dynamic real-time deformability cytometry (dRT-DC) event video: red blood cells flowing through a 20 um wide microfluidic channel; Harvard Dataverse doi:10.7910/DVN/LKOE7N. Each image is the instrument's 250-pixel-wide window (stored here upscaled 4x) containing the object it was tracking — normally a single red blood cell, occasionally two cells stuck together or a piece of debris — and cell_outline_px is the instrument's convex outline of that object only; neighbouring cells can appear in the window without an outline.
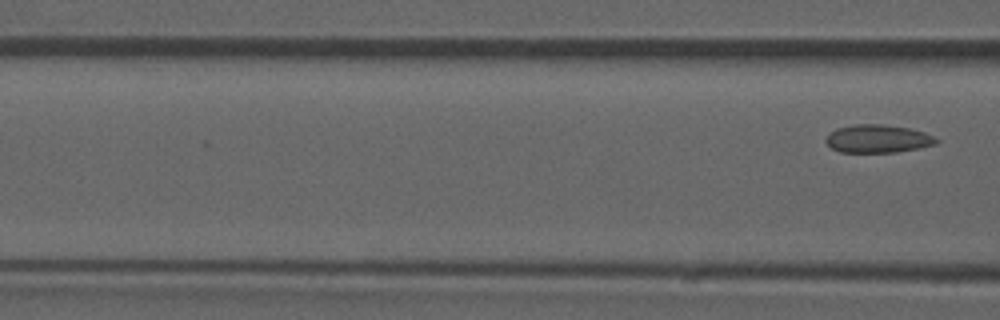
{"species": "common noctule bat (a hibernating species)", "species_latin": "Nyctalus noctula", "temperature_condition": "room temperature", "stored_images_in_passage": 6, "segment_of_instrument_passage": [2, 2], "camera_frame_rate_fps": 3000, "um_per_image_px": 0.085, "animal": {"sex": "male", "forearm_length_mm": 52.5}, "frame": {"image": 1, "passage_image": 6, "time_ms": 6.667, "image_size_px": [1000, 320], "cell_outline_px": [[940, 140], [936, 144], [920, 148], [896, 152], [840, 152], [832, 148], [824, 140], [836, 128], [856, 124], [884, 124], [908, 128], [924, 132]], "centroid_in_image_um": [74.63, 11.79], "position_along_channel_um": 92.0, "area_um2": 17.98}}